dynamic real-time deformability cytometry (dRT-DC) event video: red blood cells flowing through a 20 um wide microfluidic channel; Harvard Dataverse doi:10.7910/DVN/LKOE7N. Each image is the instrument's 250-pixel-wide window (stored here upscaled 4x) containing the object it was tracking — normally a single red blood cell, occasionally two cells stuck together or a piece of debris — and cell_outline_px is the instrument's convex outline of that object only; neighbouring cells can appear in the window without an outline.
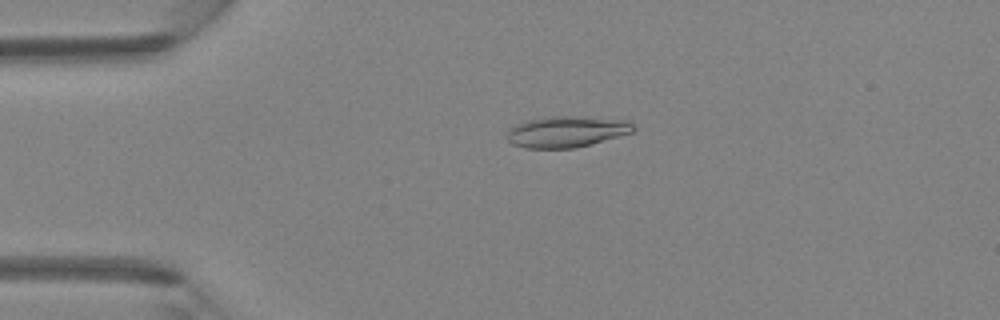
{"species": "Egyptian fruit bat (a non-hibernating species)", "species_latin": "Rousettus aegyptiacus", "temperature_condition": "room temperature", "stored_images_in_passage": 4, "camera_frame_rate_fps": 3000, "um_per_image_px": 0.085, "animal": {"sex": "female"}, "frame": {"image": 1, "passage_image": 2, "time_ms": 0.333, "image_size_px": [1000, 320], "cell_outline_px": [[636, 128], [632, 132], [576, 148], [524, 148], [512, 144], [504, 136], [508, 128], [516, 124], [528, 120], [548, 116], [580, 116], [628, 120]], "centroid_in_image_um": [48.1, 11.18], "position_along_channel_um": 36.9, "area_um2": 23.12}}
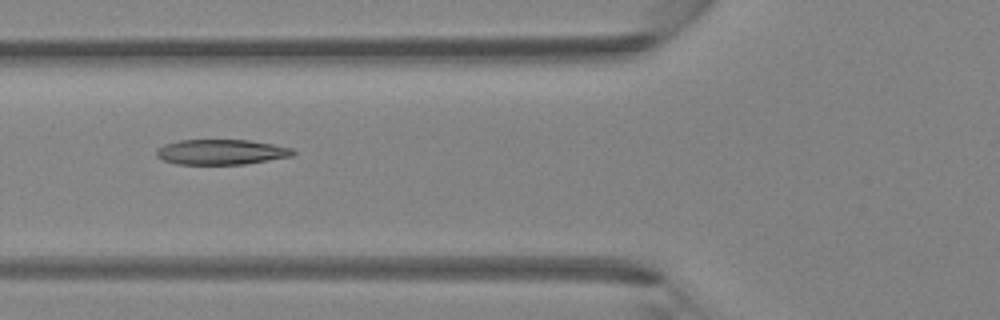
{"frame": {"image": 2, "passage_image": 4, "time_ms": 1.0, "image_size_px": [1000, 320], "cell_outline_px": [[296, 152], [292, 156], [244, 164], [176, 164], [164, 160], [156, 156], [156, 152], [164, 144], [180, 140], [248, 140], [272, 144], [292, 148]], "centroid_in_image_um": [18.81, 12.92], "position_along_channel_um": 107.0, "area_um2": 19.88}}